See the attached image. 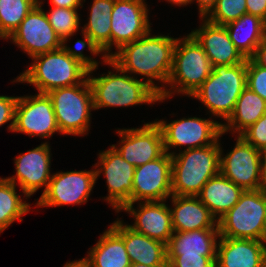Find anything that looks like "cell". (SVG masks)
I'll return each mask as SVG.
<instances>
[{"mask_svg": "<svg viewBox=\"0 0 266 267\" xmlns=\"http://www.w3.org/2000/svg\"><path fill=\"white\" fill-rule=\"evenodd\" d=\"M151 29L139 39L122 46L110 59L122 70L144 76L145 82L159 95L165 85L155 84L159 81L167 84L172 66L173 52L177 38L169 35H151Z\"/></svg>", "mask_w": 266, "mask_h": 267, "instance_id": "6da1fadb", "label": "cell"}, {"mask_svg": "<svg viewBox=\"0 0 266 267\" xmlns=\"http://www.w3.org/2000/svg\"><path fill=\"white\" fill-rule=\"evenodd\" d=\"M32 64L12 82L32 84L38 93L81 84L88 76L93 58L83 54V48L75 44L70 48L66 44L51 52L31 58Z\"/></svg>", "mask_w": 266, "mask_h": 267, "instance_id": "7a4b0ae2", "label": "cell"}, {"mask_svg": "<svg viewBox=\"0 0 266 267\" xmlns=\"http://www.w3.org/2000/svg\"><path fill=\"white\" fill-rule=\"evenodd\" d=\"M102 60L116 72L108 71L107 75L92 77L90 74H93L99 65L96 59L92 60L87 79L92 89L94 110L103 107L153 104L160 101L159 94L145 82L143 77L137 79L133 75H129L110 58H102Z\"/></svg>", "mask_w": 266, "mask_h": 267, "instance_id": "3957f363", "label": "cell"}, {"mask_svg": "<svg viewBox=\"0 0 266 267\" xmlns=\"http://www.w3.org/2000/svg\"><path fill=\"white\" fill-rule=\"evenodd\" d=\"M220 138L209 146L172 155V195L197 196L207 181L220 173Z\"/></svg>", "mask_w": 266, "mask_h": 267, "instance_id": "277c9868", "label": "cell"}, {"mask_svg": "<svg viewBox=\"0 0 266 267\" xmlns=\"http://www.w3.org/2000/svg\"><path fill=\"white\" fill-rule=\"evenodd\" d=\"M213 65L202 46L189 33L183 38H177L173 52V66L167 85L159 95L160 102L180 93L190 97L211 75Z\"/></svg>", "mask_w": 266, "mask_h": 267, "instance_id": "5b68a950", "label": "cell"}, {"mask_svg": "<svg viewBox=\"0 0 266 267\" xmlns=\"http://www.w3.org/2000/svg\"><path fill=\"white\" fill-rule=\"evenodd\" d=\"M246 80L247 59L235 65H216L211 75L190 97L201 101L211 115L226 121L246 88Z\"/></svg>", "mask_w": 266, "mask_h": 267, "instance_id": "8992f818", "label": "cell"}, {"mask_svg": "<svg viewBox=\"0 0 266 267\" xmlns=\"http://www.w3.org/2000/svg\"><path fill=\"white\" fill-rule=\"evenodd\" d=\"M56 122L63 135H88L91 111L94 110L92 89L86 78L81 84L49 91Z\"/></svg>", "mask_w": 266, "mask_h": 267, "instance_id": "52a82bcc", "label": "cell"}, {"mask_svg": "<svg viewBox=\"0 0 266 267\" xmlns=\"http://www.w3.org/2000/svg\"><path fill=\"white\" fill-rule=\"evenodd\" d=\"M266 221V196L245 190L239 201L218 221L220 237L261 241Z\"/></svg>", "mask_w": 266, "mask_h": 267, "instance_id": "ba28073f", "label": "cell"}, {"mask_svg": "<svg viewBox=\"0 0 266 267\" xmlns=\"http://www.w3.org/2000/svg\"><path fill=\"white\" fill-rule=\"evenodd\" d=\"M160 127L165 152L170 149L186 146V150L214 144L224 133L222 123L198 117L182 118L168 123L164 120H155Z\"/></svg>", "mask_w": 266, "mask_h": 267, "instance_id": "9c48e42d", "label": "cell"}, {"mask_svg": "<svg viewBox=\"0 0 266 267\" xmlns=\"http://www.w3.org/2000/svg\"><path fill=\"white\" fill-rule=\"evenodd\" d=\"M42 0L27 14L20 25L7 38L21 48L31 58L58 50L65 43L49 24L48 17L42 9Z\"/></svg>", "mask_w": 266, "mask_h": 267, "instance_id": "30bf717a", "label": "cell"}, {"mask_svg": "<svg viewBox=\"0 0 266 267\" xmlns=\"http://www.w3.org/2000/svg\"><path fill=\"white\" fill-rule=\"evenodd\" d=\"M220 150V173L244 191L258 190L266 154L247 143L240 135H237L232 151L224 155L222 147Z\"/></svg>", "mask_w": 266, "mask_h": 267, "instance_id": "8fae6325", "label": "cell"}, {"mask_svg": "<svg viewBox=\"0 0 266 267\" xmlns=\"http://www.w3.org/2000/svg\"><path fill=\"white\" fill-rule=\"evenodd\" d=\"M96 170L57 172L47 190L37 199L36 207H56L86 203L96 183Z\"/></svg>", "mask_w": 266, "mask_h": 267, "instance_id": "7c38bea8", "label": "cell"}, {"mask_svg": "<svg viewBox=\"0 0 266 267\" xmlns=\"http://www.w3.org/2000/svg\"><path fill=\"white\" fill-rule=\"evenodd\" d=\"M13 132L39 136L42 139L60 133L53 104L47 93L18 96Z\"/></svg>", "mask_w": 266, "mask_h": 267, "instance_id": "4fadbf2b", "label": "cell"}, {"mask_svg": "<svg viewBox=\"0 0 266 267\" xmlns=\"http://www.w3.org/2000/svg\"><path fill=\"white\" fill-rule=\"evenodd\" d=\"M98 155V162L94 165L97 180L98 176L103 173L109 192L104 200L119 213L126 204L130 203L136 167L123 159L111 145L108 150L100 151Z\"/></svg>", "mask_w": 266, "mask_h": 267, "instance_id": "5bb4252c", "label": "cell"}, {"mask_svg": "<svg viewBox=\"0 0 266 267\" xmlns=\"http://www.w3.org/2000/svg\"><path fill=\"white\" fill-rule=\"evenodd\" d=\"M172 155L161 157L135 168L130 203L166 201L172 195Z\"/></svg>", "mask_w": 266, "mask_h": 267, "instance_id": "9a60e30c", "label": "cell"}, {"mask_svg": "<svg viewBox=\"0 0 266 267\" xmlns=\"http://www.w3.org/2000/svg\"><path fill=\"white\" fill-rule=\"evenodd\" d=\"M119 147L112 145L129 164L141 166L165 153L163 136L156 122L145 123L140 128L118 129ZM121 144V145H120Z\"/></svg>", "mask_w": 266, "mask_h": 267, "instance_id": "2e32d148", "label": "cell"}, {"mask_svg": "<svg viewBox=\"0 0 266 267\" xmlns=\"http://www.w3.org/2000/svg\"><path fill=\"white\" fill-rule=\"evenodd\" d=\"M145 0H115L111 13V51L143 37L150 29Z\"/></svg>", "mask_w": 266, "mask_h": 267, "instance_id": "e0dca14e", "label": "cell"}, {"mask_svg": "<svg viewBox=\"0 0 266 267\" xmlns=\"http://www.w3.org/2000/svg\"><path fill=\"white\" fill-rule=\"evenodd\" d=\"M50 151L49 143L44 142L14 158L16 175L6 179L15 185L18 183L26 199L41 187H44L42 194L47 190L52 176Z\"/></svg>", "mask_w": 266, "mask_h": 267, "instance_id": "ac0fdd59", "label": "cell"}, {"mask_svg": "<svg viewBox=\"0 0 266 267\" xmlns=\"http://www.w3.org/2000/svg\"><path fill=\"white\" fill-rule=\"evenodd\" d=\"M165 202H138V210L134 209V203H128L121 211H126L134 217L135 222L128 225L134 231L167 245L174 230L170 206L166 205Z\"/></svg>", "mask_w": 266, "mask_h": 267, "instance_id": "d6986e66", "label": "cell"}, {"mask_svg": "<svg viewBox=\"0 0 266 267\" xmlns=\"http://www.w3.org/2000/svg\"><path fill=\"white\" fill-rule=\"evenodd\" d=\"M115 0H93L88 23L81 30L83 40L76 45L87 47L93 56L103 52L102 58H110L111 52V13Z\"/></svg>", "mask_w": 266, "mask_h": 267, "instance_id": "ffe728a7", "label": "cell"}, {"mask_svg": "<svg viewBox=\"0 0 266 267\" xmlns=\"http://www.w3.org/2000/svg\"><path fill=\"white\" fill-rule=\"evenodd\" d=\"M190 34L202 46L213 66L235 65L246 60L234 46L223 25H216L202 18V25Z\"/></svg>", "mask_w": 266, "mask_h": 267, "instance_id": "44dd1931", "label": "cell"}, {"mask_svg": "<svg viewBox=\"0 0 266 267\" xmlns=\"http://www.w3.org/2000/svg\"><path fill=\"white\" fill-rule=\"evenodd\" d=\"M216 267H266V249L259 240L219 237Z\"/></svg>", "mask_w": 266, "mask_h": 267, "instance_id": "7402d4cb", "label": "cell"}, {"mask_svg": "<svg viewBox=\"0 0 266 267\" xmlns=\"http://www.w3.org/2000/svg\"><path fill=\"white\" fill-rule=\"evenodd\" d=\"M110 226L123 238L131 263L168 266L166 244L134 231L118 218Z\"/></svg>", "mask_w": 266, "mask_h": 267, "instance_id": "603a6c76", "label": "cell"}, {"mask_svg": "<svg viewBox=\"0 0 266 267\" xmlns=\"http://www.w3.org/2000/svg\"><path fill=\"white\" fill-rule=\"evenodd\" d=\"M174 232L218 229L217 220L197 196L171 195Z\"/></svg>", "mask_w": 266, "mask_h": 267, "instance_id": "cb8c5ba5", "label": "cell"}, {"mask_svg": "<svg viewBox=\"0 0 266 267\" xmlns=\"http://www.w3.org/2000/svg\"><path fill=\"white\" fill-rule=\"evenodd\" d=\"M243 192L241 187L219 173L207 181L197 197L218 221L239 201Z\"/></svg>", "mask_w": 266, "mask_h": 267, "instance_id": "d4e9b609", "label": "cell"}, {"mask_svg": "<svg viewBox=\"0 0 266 267\" xmlns=\"http://www.w3.org/2000/svg\"><path fill=\"white\" fill-rule=\"evenodd\" d=\"M219 237V229L173 232L166 245L167 255L216 257Z\"/></svg>", "mask_w": 266, "mask_h": 267, "instance_id": "484cf974", "label": "cell"}, {"mask_svg": "<svg viewBox=\"0 0 266 267\" xmlns=\"http://www.w3.org/2000/svg\"><path fill=\"white\" fill-rule=\"evenodd\" d=\"M97 241L82 258L88 267H130L124 240L111 226Z\"/></svg>", "mask_w": 266, "mask_h": 267, "instance_id": "4316f807", "label": "cell"}, {"mask_svg": "<svg viewBox=\"0 0 266 267\" xmlns=\"http://www.w3.org/2000/svg\"><path fill=\"white\" fill-rule=\"evenodd\" d=\"M234 46L246 58H251L266 35V22L252 14L224 25Z\"/></svg>", "mask_w": 266, "mask_h": 267, "instance_id": "83f0119b", "label": "cell"}, {"mask_svg": "<svg viewBox=\"0 0 266 267\" xmlns=\"http://www.w3.org/2000/svg\"><path fill=\"white\" fill-rule=\"evenodd\" d=\"M266 113V101L246 87L235 104L234 110L225 123L222 133H238L240 135Z\"/></svg>", "mask_w": 266, "mask_h": 267, "instance_id": "f1b7e54d", "label": "cell"}, {"mask_svg": "<svg viewBox=\"0 0 266 267\" xmlns=\"http://www.w3.org/2000/svg\"><path fill=\"white\" fill-rule=\"evenodd\" d=\"M20 196L16 193L14 183L0 177V233L15 220L21 222V216L30 211V204L23 201Z\"/></svg>", "mask_w": 266, "mask_h": 267, "instance_id": "f546056e", "label": "cell"}, {"mask_svg": "<svg viewBox=\"0 0 266 267\" xmlns=\"http://www.w3.org/2000/svg\"><path fill=\"white\" fill-rule=\"evenodd\" d=\"M39 0H0V38L7 39Z\"/></svg>", "mask_w": 266, "mask_h": 267, "instance_id": "4dcf8cb0", "label": "cell"}, {"mask_svg": "<svg viewBox=\"0 0 266 267\" xmlns=\"http://www.w3.org/2000/svg\"><path fill=\"white\" fill-rule=\"evenodd\" d=\"M78 9H68L64 7H52L49 12H45L49 24L52 26L57 35L66 44L68 38L74 36V33L80 28V17Z\"/></svg>", "mask_w": 266, "mask_h": 267, "instance_id": "1f68e13d", "label": "cell"}, {"mask_svg": "<svg viewBox=\"0 0 266 267\" xmlns=\"http://www.w3.org/2000/svg\"><path fill=\"white\" fill-rule=\"evenodd\" d=\"M246 13V0H217L205 19L213 24L224 26Z\"/></svg>", "mask_w": 266, "mask_h": 267, "instance_id": "d6a6232c", "label": "cell"}, {"mask_svg": "<svg viewBox=\"0 0 266 267\" xmlns=\"http://www.w3.org/2000/svg\"><path fill=\"white\" fill-rule=\"evenodd\" d=\"M246 87L266 101V67L256 64L251 58L247 59Z\"/></svg>", "mask_w": 266, "mask_h": 267, "instance_id": "836d02e7", "label": "cell"}, {"mask_svg": "<svg viewBox=\"0 0 266 267\" xmlns=\"http://www.w3.org/2000/svg\"><path fill=\"white\" fill-rule=\"evenodd\" d=\"M240 136L257 150L266 154V113L245 129Z\"/></svg>", "mask_w": 266, "mask_h": 267, "instance_id": "e575fe53", "label": "cell"}, {"mask_svg": "<svg viewBox=\"0 0 266 267\" xmlns=\"http://www.w3.org/2000/svg\"><path fill=\"white\" fill-rule=\"evenodd\" d=\"M168 267H216V257L203 255H167Z\"/></svg>", "mask_w": 266, "mask_h": 267, "instance_id": "d590c367", "label": "cell"}, {"mask_svg": "<svg viewBox=\"0 0 266 267\" xmlns=\"http://www.w3.org/2000/svg\"><path fill=\"white\" fill-rule=\"evenodd\" d=\"M18 100L17 97H10L0 95V126L11 121L8 126V130L13 132L14 129V118H15V106Z\"/></svg>", "mask_w": 266, "mask_h": 267, "instance_id": "8d00e7d4", "label": "cell"}, {"mask_svg": "<svg viewBox=\"0 0 266 267\" xmlns=\"http://www.w3.org/2000/svg\"><path fill=\"white\" fill-rule=\"evenodd\" d=\"M247 13L260 17L266 22V0H246Z\"/></svg>", "mask_w": 266, "mask_h": 267, "instance_id": "74e56055", "label": "cell"}, {"mask_svg": "<svg viewBox=\"0 0 266 267\" xmlns=\"http://www.w3.org/2000/svg\"><path fill=\"white\" fill-rule=\"evenodd\" d=\"M251 59L258 65L266 67V35L256 48L254 55Z\"/></svg>", "mask_w": 266, "mask_h": 267, "instance_id": "f35d334b", "label": "cell"}, {"mask_svg": "<svg viewBox=\"0 0 266 267\" xmlns=\"http://www.w3.org/2000/svg\"><path fill=\"white\" fill-rule=\"evenodd\" d=\"M193 1L197 3L198 10H199V18H205L214 8L217 0H190V4L193 3Z\"/></svg>", "mask_w": 266, "mask_h": 267, "instance_id": "ab89813d", "label": "cell"}, {"mask_svg": "<svg viewBox=\"0 0 266 267\" xmlns=\"http://www.w3.org/2000/svg\"><path fill=\"white\" fill-rule=\"evenodd\" d=\"M52 7H64L68 9H77L83 7V0H50Z\"/></svg>", "mask_w": 266, "mask_h": 267, "instance_id": "60d3db41", "label": "cell"}, {"mask_svg": "<svg viewBox=\"0 0 266 267\" xmlns=\"http://www.w3.org/2000/svg\"><path fill=\"white\" fill-rule=\"evenodd\" d=\"M259 190L266 196V155L262 162L261 183Z\"/></svg>", "mask_w": 266, "mask_h": 267, "instance_id": "b9f144b4", "label": "cell"}, {"mask_svg": "<svg viewBox=\"0 0 266 267\" xmlns=\"http://www.w3.org/2000/svg\"><path fill=\"white\" fill-rule=\"evenodd\" d=\"M63 267H88L87 264L82 260H74L72 262H67Z\"/></svg>", "mask_w": 266, "mask_h": 267, "instance_id": "7bdbcfd3", "label": "cell"}, {"mask_svg": "<svg viewBox=\"0 0 266 267\" xmlns=\"http://www.w3.org/2000/svg\"><path fill=\"white\" fill-rule=\"evenodd\" d=\"M166 1L173 5L174 4L177 5L178 7L190 4V0H166Z\"/></svg>", "mask_w": 266, "mask_h": 267, "instance_id": "ee69618b", "label": "cell"}, {"mask_svg": "<svg viewBox=\"0 0 266 267\" xmlns=\"http://www.w3.org/2000/svg\"><path fill=\"white\" fill-rule=\"evenodd\" d=\"M130 267H168V266H148L144 264L131 263Z\"/></svg>", "mask_w": 266, "mask_h": 267, "instance_id": "f6af8a7d", "label": "cell"}, {"mask_svg": "<svg viewBox=\"0 0 266 267\" xmlns=\"http://www.w3.org/2000/svg\"><path fill=\"white\" fill-rule=\"evenodd\" d=\"M261 242L263 243V245H264V247L266 249V221H265V227H264V231H263V234H262Z\"/></svg>", "mask_w": 266, "mask_h": 267, "instance_id": "bcb514c9", "label": "cell"}]
</instances>
